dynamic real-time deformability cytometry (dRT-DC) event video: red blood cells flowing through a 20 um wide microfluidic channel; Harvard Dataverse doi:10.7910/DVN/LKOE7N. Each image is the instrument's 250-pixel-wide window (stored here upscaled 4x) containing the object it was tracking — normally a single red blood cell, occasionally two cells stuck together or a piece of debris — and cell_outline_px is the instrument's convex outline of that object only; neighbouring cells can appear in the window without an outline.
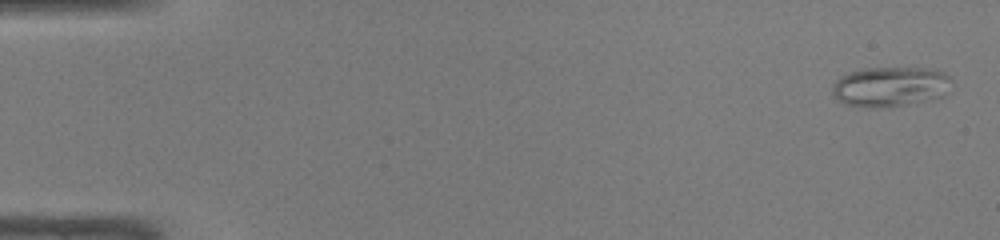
{"species": "common noctule bat (a hibernating species)", "species_latin": "Nyctalus noctula", "temperature_condition": "warm", "stored_images_in_passage": 47, "camera_frame_rate_fps": 3000, "um_per_image_px": 0.085, "animal": {"sex": "male", "body_mass_g": 19.0, "forearm_length_mm": 50.8}, "frame": {"image": 1, "passage_image": 1, "time_ms": 0.0, "image_size_px": [1000, 240], "cell_outline_px": [[952, 92], [944, 96], [904, 104], [872, 108], [868, 108], [844, 104], [836, 100], [832, 96], [832, 84], [840, 76], [852, 72], [868, 68], [932, 68], [944, 72], [952, 80]], "centroid_in_image_um": [75.69, 7.36], "position_along_channel_um": 9.3, "area_um2": 28.03}}
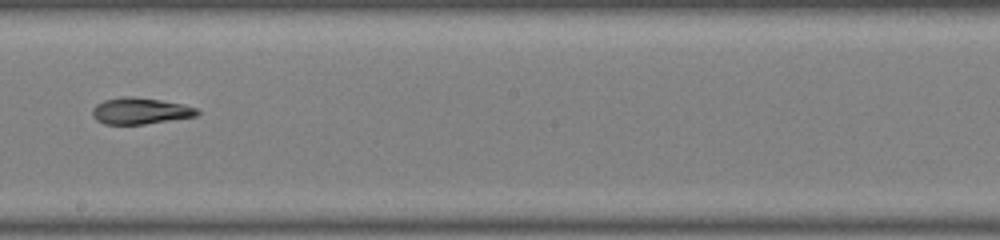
{"frame": {"image": 2, "passage_image": 27, "time_ms": 8.667, "image_size_px": [1000, 240], "cell_outline_px": [[200, 112], [196, 116], [144, 124], [104, 124], [96, 120], [92, 116], [92, 108], [96, 104], [104, 100], [124, 96], [132, 96], [160, 100], [184, 104], [196, 108]], "centroid_in_image_um": [11.89, 9.42], "position_along_channel_um": 236.3, "area_um2": 16.13}}
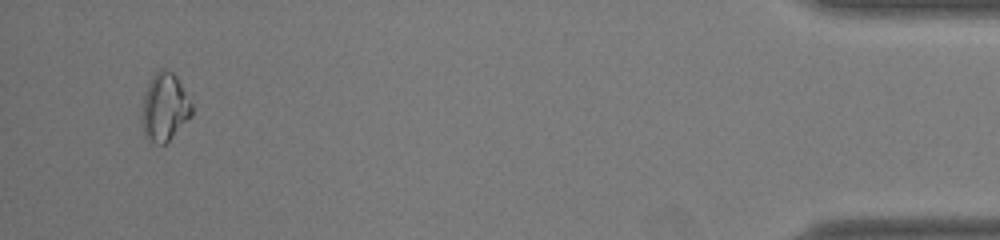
{"frame": {"image": 3, "passage_image": 45, "time_ms": 14.667, "image_size_px": [1000, 240], "cell_outline_px": [[192, 116], [164, 144], [156, 144], [148, 140], [144, 136], [140, 120], [144, 96], [148, 84], [152, 76], [160, 68], [164, 68], [172, 72], [176, 76], [192, 104]], "centroid_in_image_um": [13.97, 9.12], "position_along_channel_um": 421.2, "area_um2": 19.77}, "authors_computed_cell_mechanics": {"area_um2": 17.3978, "velocity_mm_per_s": 4.2903, "shape_relaxation_time_tau1_ms": 5.9833, "shape_relaxation_time_tau2_ms": 3.051, "deformation_change_tau1": 0.1706, "deformation_change_tau2": 0.0683}}